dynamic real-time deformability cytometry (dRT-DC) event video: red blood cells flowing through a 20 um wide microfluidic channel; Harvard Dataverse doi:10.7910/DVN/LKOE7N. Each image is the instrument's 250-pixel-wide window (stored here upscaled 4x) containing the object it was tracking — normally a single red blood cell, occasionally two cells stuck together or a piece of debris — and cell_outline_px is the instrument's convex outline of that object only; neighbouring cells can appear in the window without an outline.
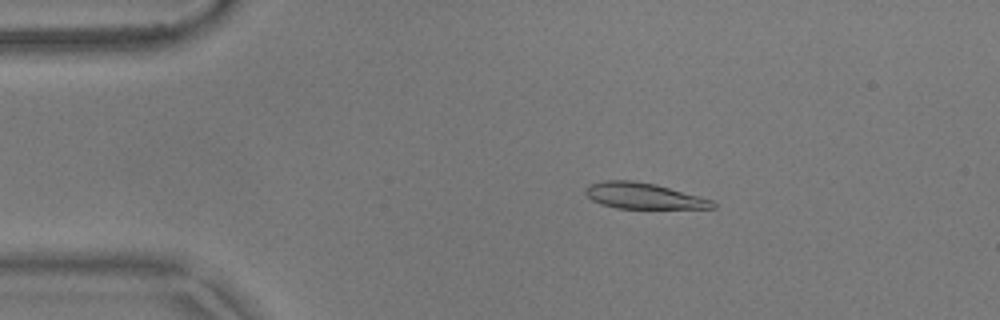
{"species": "common noctule bat (a hibernating species)", "species_latin": "Nyctalus noctula", "temperature_condition": "warm", "stored_images_in_passage": 54, "camera_frame_rate_fps": 3000, "um_per_image_px": 0.085, "animal": {"sex": "male", "body_mass_g": 17.9}, "frame": {"image": 1, "passage_image": 10, "time_ms": 3.0, "image_size_px": [1000, 320], "cell_outline_px": [[716, 208], [616, 208], [600, 204], [592, 200], [584, 192], [584, 188], [588, 184], [604, 180], [632, 180], [656, 184], [700, 196], [712, 200], [716, 204]], "centroid_in_image_um": [54.66, 16.64], "position_along_channel_um": 30.3, "area_um2": 19.31}}
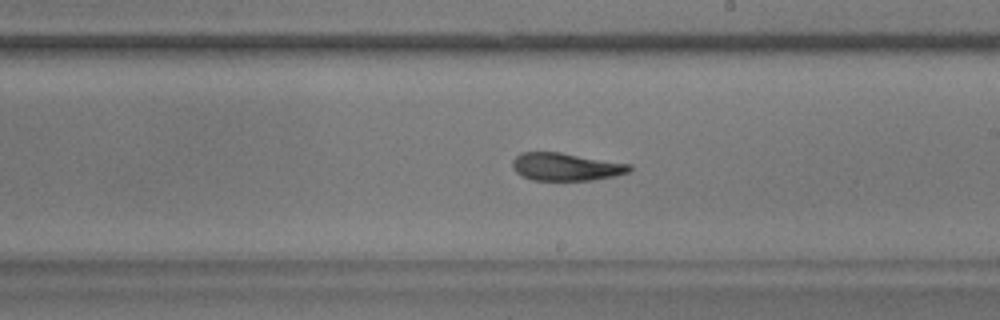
{"frame": {"image": 2, "passage_image": 31, "time_ms": 10.0, "image_size_px": [1000, 320], "cell_outline_px": [[632, 168], [628, 172], [616, 176], [592, 180], [532, 180], [516, 172], [512, 168], [512, 160], [520, 152], [560, 152], [632, 164]], "centroid_in_image_um": [48.11, 14.17], "position_along_channel_um": 240.9, "area_um2": 19.02}}
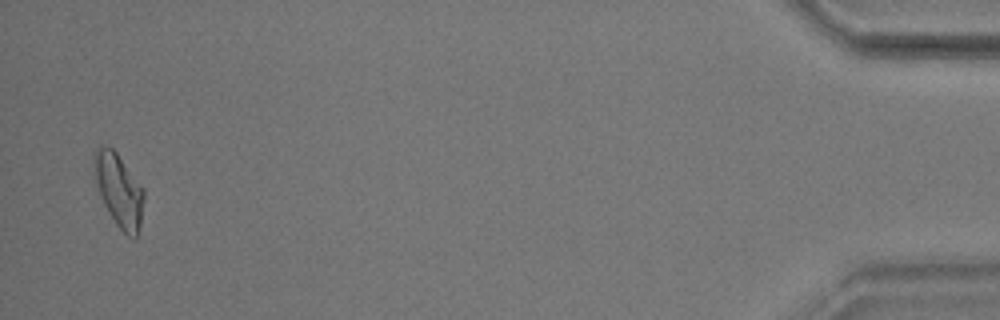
{"frame": {"image": 3, "passage_image": 53, "time_ms": 17.333, "image_size_px": [1000, 320], "cell_outline_px": [[144, 196], [140, 224], [136, 240], [132, 240], [116, 224], [108, 212], [104, 204], [96, 180], [92, 164], [92, 156], [96, 148], [104, 144], [108, 144], [116, 152], [144, 188]], "centroid_in_image_um": [10.1, 16.13], "position_along_channel_um": 425.1, "area_um2": 21.27}, "authors_computed_cell_mechanics": {"area_um2": 19.363, "velocity_mm_per_s": 3.7021, "shape_relaxation_time_tau1_ms": 8.2259, "shape_relaxation_time_tau2_ms": 2.6592, "deformation_change_tau1": 0.2081, "deformation_change_tau2": 0.0954}}